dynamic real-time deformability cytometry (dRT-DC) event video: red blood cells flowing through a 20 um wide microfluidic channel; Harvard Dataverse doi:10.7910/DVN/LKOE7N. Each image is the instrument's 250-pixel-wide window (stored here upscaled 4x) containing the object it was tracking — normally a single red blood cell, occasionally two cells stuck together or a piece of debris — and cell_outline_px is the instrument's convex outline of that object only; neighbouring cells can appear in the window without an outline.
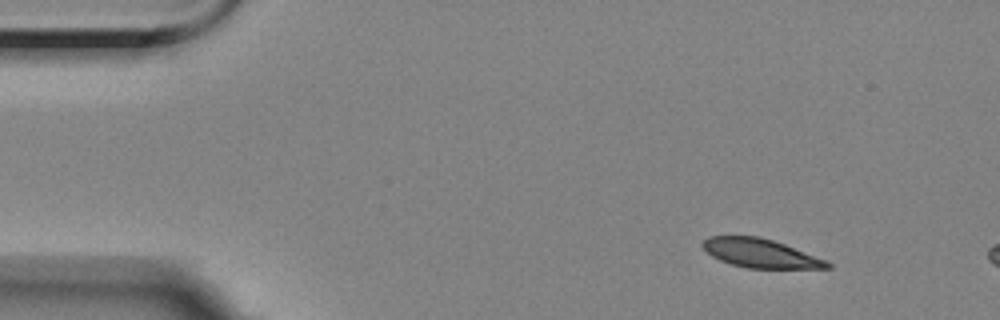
{"species": "Egyptian fruit bat (a non-hibernating species)", "species_latin": "Rousettus aegyptiacus", "temperature_condition": "room temperature", "stored_images_in_passage": 3, "camera_frame_rate_fps": 3000, "um_per_image_px": 0.085, "animal": {"sex": "female"}, "frame": {"image": 1, "passage_image": 1, "time_ms": 0.0, "image_size_px": [1000, 320], "cell_outline_px": [[832, 268], [748, 268], [732, 264], [720, 260], [712, 256], [700, 244], [708, 236], [760, 236], [784, 244], [828, 260], [832, 264]], "centroid_in_image_um": [64.66, 21.52], "position_along_channel_um": 20.3, "area_um2": 20.87}}